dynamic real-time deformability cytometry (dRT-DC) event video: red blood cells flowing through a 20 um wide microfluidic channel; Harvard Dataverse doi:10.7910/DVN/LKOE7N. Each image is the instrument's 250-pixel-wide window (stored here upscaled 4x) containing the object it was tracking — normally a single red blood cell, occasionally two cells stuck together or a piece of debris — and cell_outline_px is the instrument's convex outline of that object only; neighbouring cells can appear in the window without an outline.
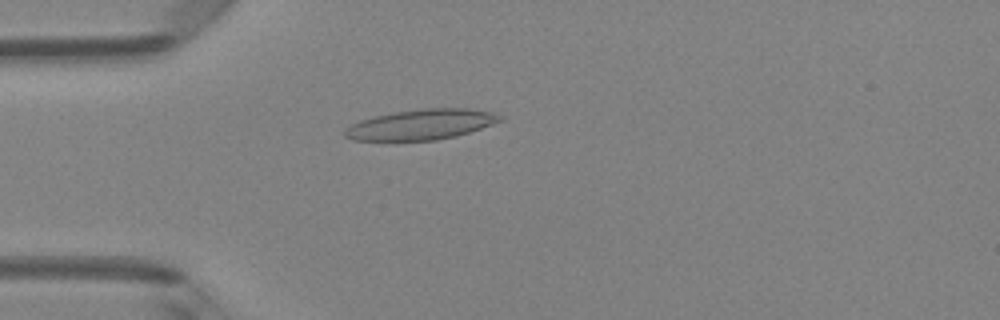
{"species": "Egyptian fruit bat (a non-hibernating species)", "species_latin": "Rousettus aegyptiacus", "temperature_condition": "room temperature", "stored_images_in_passage": 1, "camera_frame_rate_fps": 3000, "um_per_image_px": 0.085, "animal": {"sex": "female"}, "frame": {"image": 1, "passage_image": 1, "time_ms": 0.0, "image_size_px": [1000, 320], "cell_outline_px": [[504, 120], [456, 136], [436, 140], [352, 140], [344, 136], [344, 128], [360, 120], [392, 112], [420, 108], [468, 108], [492, 112], [504, 116]], "centroid_in_image_um": [35.8, 10.57], "position_along_channel_um": 49.2, "area_um2": 27.46}}